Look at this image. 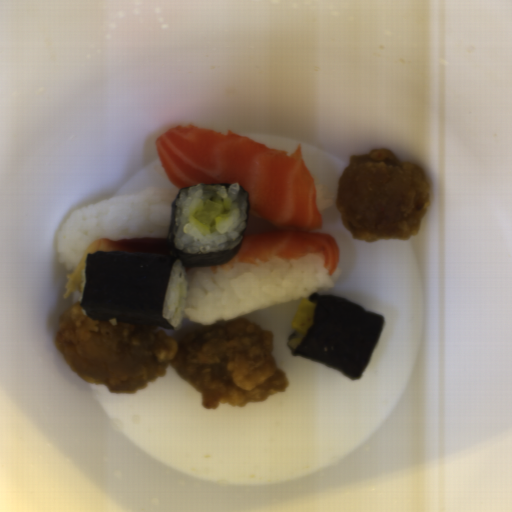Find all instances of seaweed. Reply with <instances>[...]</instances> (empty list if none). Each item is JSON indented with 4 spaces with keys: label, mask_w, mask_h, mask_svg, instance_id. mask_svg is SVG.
I'll return each mask as SVG.
<instances>
[{
    "label": "seaweed",
    "mask_w": 512,
    "mask_h": 512,
    "mask_svg": "<svg viewBox=\"0 0 512 512\" xmlns=\"http://www.w3.org/2000/svg\"><path fill=\"white\" fill-rule=\"evenodd\" d=\"M190 186L194 185L179 188L171 203L162 254L129 255L96 251L87 254L80 296V307L85 315L97 320L174 329L163 317L162 311L176 260H180L184 268H208L226 265L236 257L246 233L248 192L244 190L246 211L241 242L226 250L210 253H187L174 246V223L179 193Z\"/></svg>",
    "instance_id": "1"
},
{
    "label": "seaweed",
    "mask_w": 512,
    "mask_h": 512,
    "mask_svg": "<svg viewBox=\"0 0 512 512\" xmlns=\"http://www.w3.org/2000/svg\"><path fill=\"white\" fill-rule=\"evenodd\" d=\"M306 300L314 304L312 324L297 349L289 346L297 330L289 334L291 354L359 380L383 333L384 316L338 295L313 292Z\"/></svg>",
    "instance_id": "2"
}]
</instances>
